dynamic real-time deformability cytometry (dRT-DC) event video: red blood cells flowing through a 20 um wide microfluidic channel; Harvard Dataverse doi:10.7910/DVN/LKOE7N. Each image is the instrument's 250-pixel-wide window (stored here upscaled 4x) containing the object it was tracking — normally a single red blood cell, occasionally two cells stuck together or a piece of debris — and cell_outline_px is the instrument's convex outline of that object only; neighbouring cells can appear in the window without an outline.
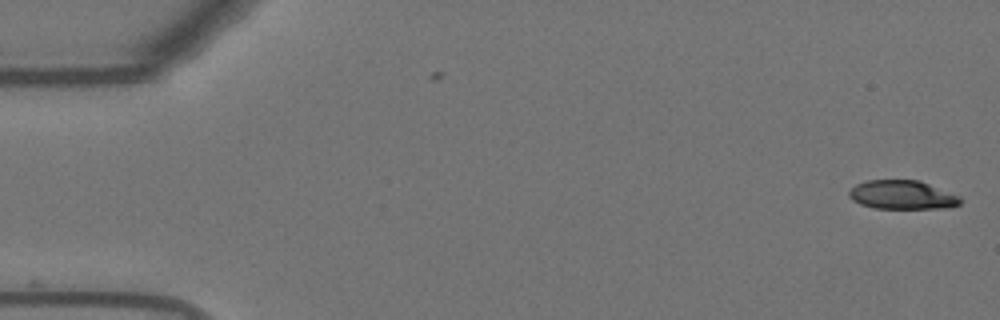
{"species": "Egyptian fruit bat (a non-hibernating species)", "species_latin": "Rousettus aegyptiacus", "temperature_condition": "warm", "stored_images_in_passage": 51, "camera_frame_rate_fps": 3000, "um_per_image_px": 0.085, "animal": {"sex": "female"}, "frame": {"image": 1, "passage_image": 1, "time_ms": 0.0, "image_size_px": [1000, 320], "cell_outline_px": [[964, 200], [960, 204], [948, 208], [872, 208], [860, 204], [852, 200], [848, 196], [848, 192], [856, 184], [868, 180], [920, 180], [960, 196]], "centroid_in_image_um": [76.71, 16.57], "position_along_channel_um": 8.3, "area_um2": 18.84}}
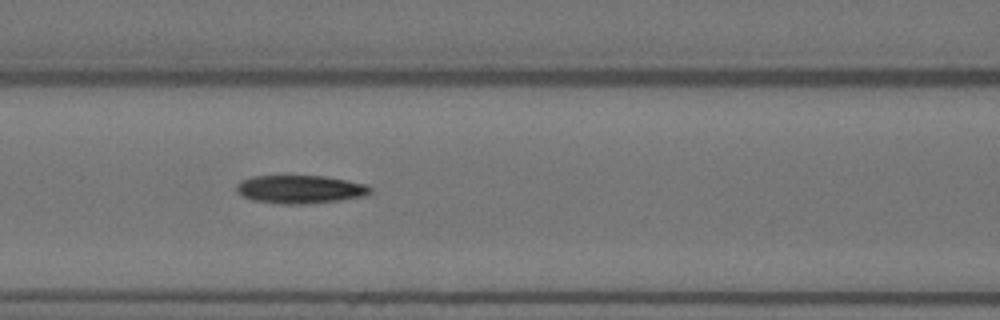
{"frame": {"image": 2, "passage_image": 23, "time_ms": 7.333, "image_size_px": [1000, 320], "cell_outline_px": [[372, 192], [364, 196], [340, 200], [304, 204], [284, 204], [252, 200], [236, 192], [236, 184], [252, 176], [324, 176], [348, 180], [364, 184], [372, 188]], "centroid_in_image_um": [25.52, 16.09], "position_along_channel_um": 141.1, "area_um2": 21.91}}
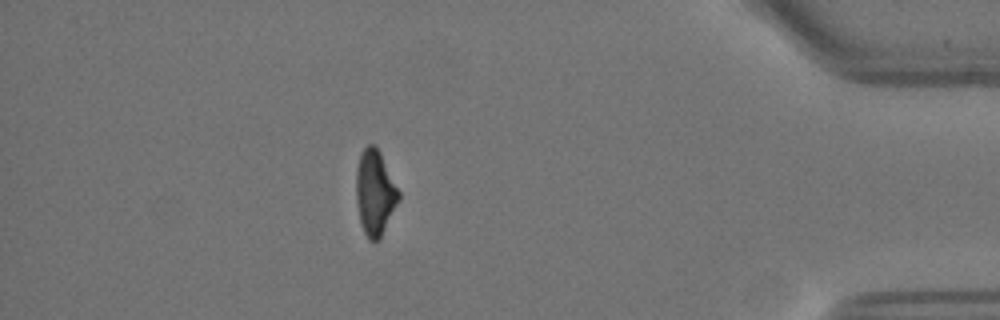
{"frame": {"image": 3, "passage_image": 48, "time_ms": 15.667, "image_size_px": [1000, 320], "cell_outline_px": [[400, 200], [380, 240], [368, 240], [364, 232], [360, 220], [356, 200], [356, 168], [360, 156], [364, 148], [368, 144], [372, 144], [380, 152], [400, 192]], "centroid_in_image_um": [31.88, 16.41], "position_along_channel_um": 403.3, "area_um2": 21.15}}